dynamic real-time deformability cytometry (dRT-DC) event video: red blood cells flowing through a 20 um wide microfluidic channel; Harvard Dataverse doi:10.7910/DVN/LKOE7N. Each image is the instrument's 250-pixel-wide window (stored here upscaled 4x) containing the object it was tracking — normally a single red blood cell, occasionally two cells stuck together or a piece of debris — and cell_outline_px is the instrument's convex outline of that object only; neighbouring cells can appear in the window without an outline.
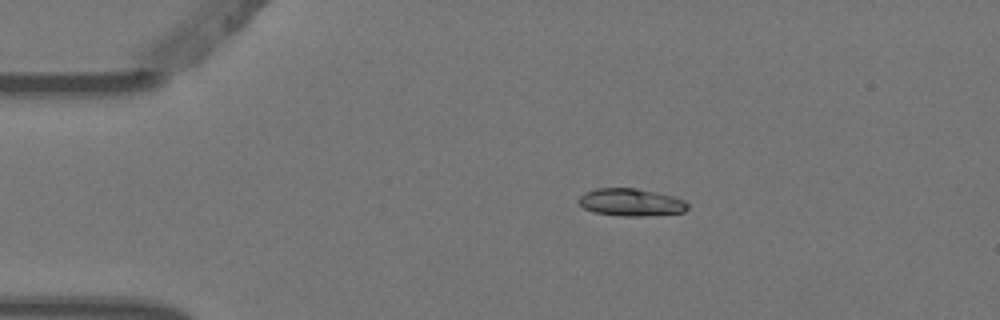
{"species": "Egyptian fruit bat (a non-hibernating species)", "species_latin": "Rousettus aegyptiacus", "temperature_condition": "warm", "stored_images_in_passage": 6, "camera_frame_rate_fps": 3000, "um_per_image_px": 0.085, "animal": {"sex": "female"}, "frame": {"image": 1, "passage_image": 3, "time_ms": 0.667, "image_size_px": [1000, 320], "cell_outline_px": [[688, 208], [684, 212], [648, 216], [620, 216], [592, 212], [584, 208], [576, 200], [584, 192], [596, 188], [636, 188], [656, 192], [672, 196], [684, 200], [688, 204]], "centroid_in_image_um": [53.6, 17.2], "position_along_channel_um": 31.4, "area_um2": 17.63}}
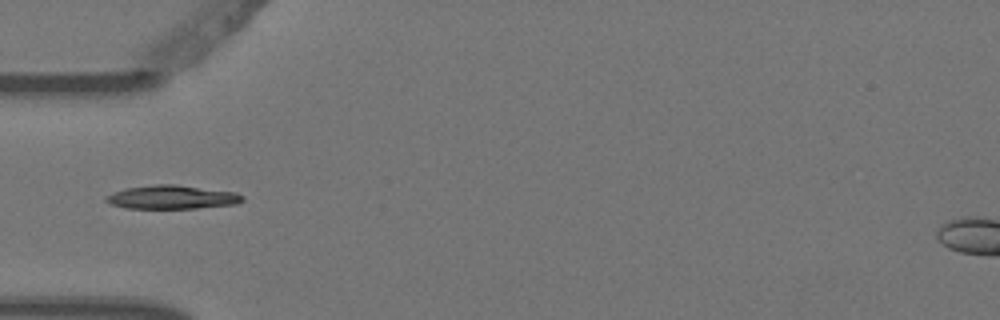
{"frame": {"image": 2, "passage_image": 5, "time_ms": 1.333, "image_size_px": [1000, 320], "cell_outline_px": [[244, 200], [236, 204], [196, 208], [128, 208], [112, 204], [104, 200], [104, 196], [112, 192], [124, 188], [152, 184], [176, 184], [236, 192], [244, 196]], "centroid_in_image_um": [14.6, 16.74], "position_along_channel_um": 70.4, "area_um2": 18.96}}
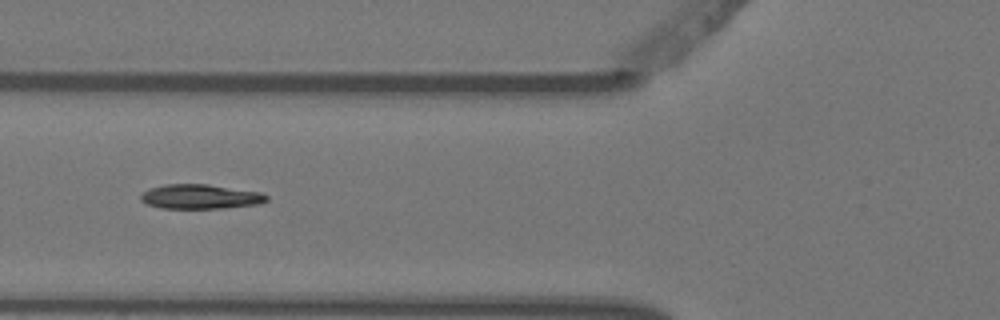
{"frame": {"image": 3, "passage_image": 6, "time_ms": 1.667, "image_size_px": [1000, 320], "cell_outline_px": [[268, 200], [260, 204], [224, 208], [160, 208], [148, 204], [140, 200], [140, 196], [144, 192], [152, 188], [164, 184], [208, 184], [260, 192], [268, 196]], "centroid_in_image_um": [17.05, 16.71], "position_along_channel_um": 108.7, "area_um2": 17.92}}